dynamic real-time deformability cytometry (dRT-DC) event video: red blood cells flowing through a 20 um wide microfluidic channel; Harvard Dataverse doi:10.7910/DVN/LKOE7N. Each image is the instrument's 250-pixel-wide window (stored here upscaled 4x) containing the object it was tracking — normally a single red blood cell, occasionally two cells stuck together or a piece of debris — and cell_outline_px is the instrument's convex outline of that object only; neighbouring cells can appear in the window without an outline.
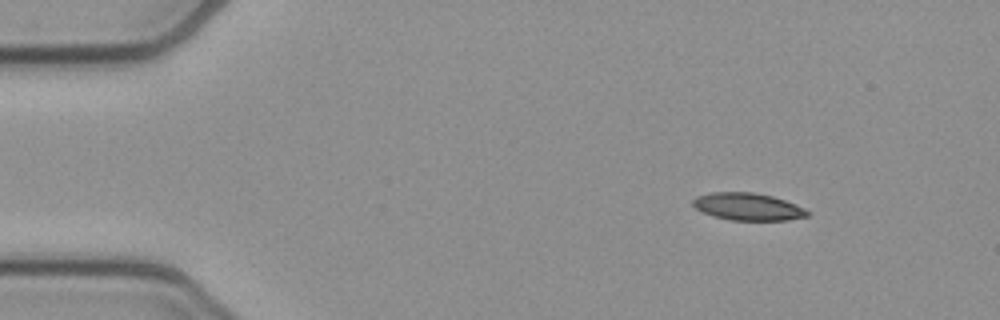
{"species": "common noctule bat (a hibernating species)", "species_latin": "Nyctalus noctula", "temperature_condition": "cold", "stored_images_in_passage": 16, "camera_frame_rate_fps": 3000, "um_per_image_px": 0.085, "animal": {"sex": "female", "body_mass_g": 21.9}, "frame": {"image": 1, "passage_image": 1, "time_ms": 0.0, "image_size_px": [1000, 320], "cell_outline_px": [[808, 216], [788, 220], [728, 220], [712, 216], [696, 208], [692, 204], [692, 200], [696, 196], [712, 192], [752, 192], [772, 196], [796, 204], [804, 208], [808, 212]], "centroid_in_image_um": [63.54, 17.56], "position_along_channel_um": 21.5, "area_um2": 18.21}}